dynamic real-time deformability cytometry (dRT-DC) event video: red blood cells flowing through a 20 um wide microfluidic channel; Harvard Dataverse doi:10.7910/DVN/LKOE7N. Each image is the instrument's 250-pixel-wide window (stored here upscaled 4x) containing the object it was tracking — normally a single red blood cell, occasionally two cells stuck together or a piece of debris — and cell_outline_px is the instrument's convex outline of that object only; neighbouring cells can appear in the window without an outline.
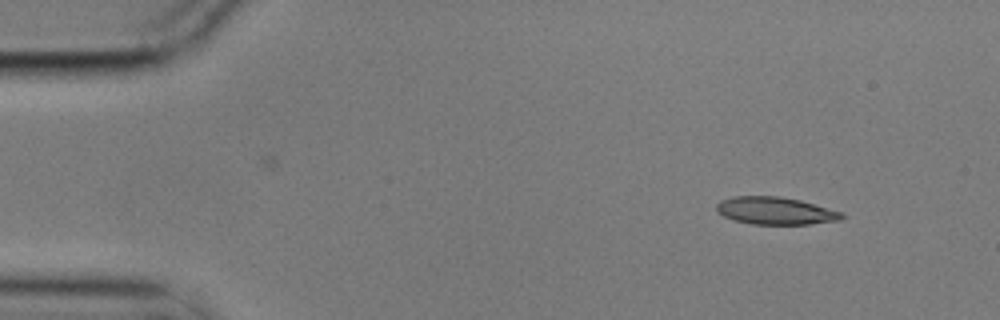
{"species": "common noctule bat (a hibernating species)", "species_latin": "Nyctalus noctula", "temperature_condition": "cold", "stored_images_in_passage": 3, "camera_frame_rate_fps": 3000, "um_per_image_px": 0.085, "animal": {"sex": "male", "body_mass_g": 17.9}, "frame": {"image": 1, "passage_image": 3, "time_ms": 0.667, "image_size_px": [1000, 320], "cell_outline_px": [[844, 216], [840, 220], [808, 224], [752, 224], [732, 220], [716, 212], [716, 204], [720, 200], [732, 196], [780, 196], [800, 200], [840, 212]], "centroid_in_image_um": [65.83, 17.91], "position_along_channel_um": 19.2, "area_um2": 20.0}}